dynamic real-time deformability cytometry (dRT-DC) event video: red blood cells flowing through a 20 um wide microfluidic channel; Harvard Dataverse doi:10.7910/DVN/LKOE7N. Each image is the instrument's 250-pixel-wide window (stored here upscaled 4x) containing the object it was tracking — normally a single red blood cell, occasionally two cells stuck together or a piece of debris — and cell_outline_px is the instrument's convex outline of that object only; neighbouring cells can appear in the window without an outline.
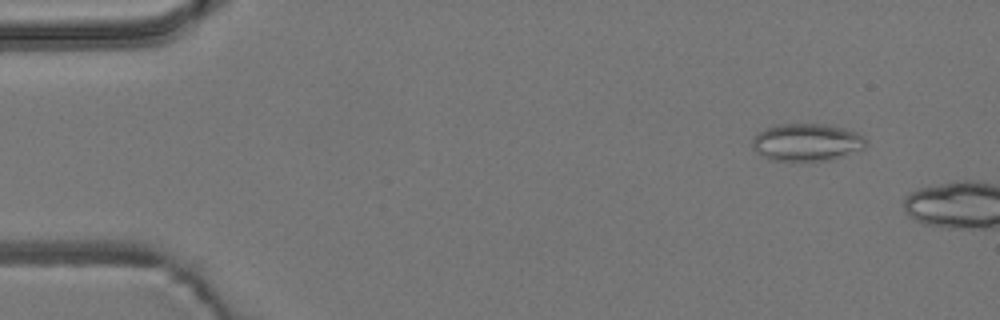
{"species": "common noctule bat (a hibernating species)", "species_latin": "Nyctalus noctula", "temperature_condition": "room temperature", "stored_images_in_passage": 2, "camera_frame_rate_fps": 3000, "um_per_image_px": 0.085, "animal": {"sex": "male", "body_mass_g": 19.2, "forearm_length_mm": 51.8}, "frame": {"image": 1, "passage_image": 1, "time_ms": 0.0, "image_size_px": [1000, 320], "cell_outline_px": [[868, 144], [864, 148], [832, 160], [768, 160], [756, 152], [752, 144], [752, 140], [764, 128], [780, 124], [824, 124], [844, 128], [856, 132], [864, 136], [868, 140]], "centroid_in_image_um": [68.61, 12.09], "position_along_channel_um": 16.4, "area_um2": 24.8}}